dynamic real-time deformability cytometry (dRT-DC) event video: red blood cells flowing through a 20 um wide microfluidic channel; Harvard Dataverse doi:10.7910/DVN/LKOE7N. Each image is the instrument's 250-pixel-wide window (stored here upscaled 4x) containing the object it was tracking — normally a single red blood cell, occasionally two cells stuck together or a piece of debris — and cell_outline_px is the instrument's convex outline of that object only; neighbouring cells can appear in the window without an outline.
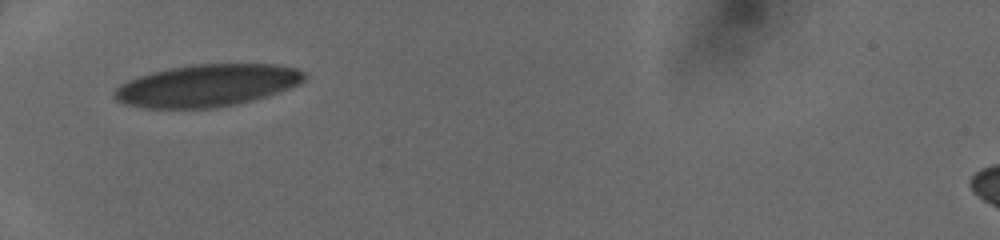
{"species": "human", "species_latin": "Homo sapiens", "temperature_condition": "cold", "stored_images_in_passage": 32, "camera_frame_rate_fps": 3000, "um_per_image_px": 0.085, "donor": {"sex": "female"}, "frame": {"image": 1, "passage_image": 1, "time_ms": 0.0, "image_size_px": [1000, 240], "cell_outline_px": [[304, 80], [300, 84], [252, 100], [236, 104], [212, 108], [144, 108], [124, 104], [116, 100], [112, 92], [120, 84], [128, 80], [152, 72], [192, 64], [276, 64], [296, 68], [304, 72]], "centroid_in_image_um": [17.56, 7.27], "position_along_channel_um": 67.4, "area_um2": 46.41}}
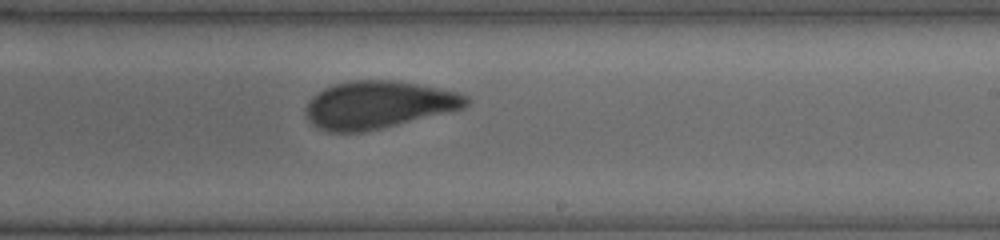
{"frame": {"image": 2, "passage_image": 15, "time_ms": 4.667, "image_size_px": [1000, 240], "cell_outline_px": [[468, 104], [464, 108], [364, 132], [328, 132], [312, 124], [308, 120], [304, 112], [304, 108], [308, 100], [316, 92], [332, 84], [352, 80], [392, 80], [416, 84], [460, 92], [468, 96]], "centroid_in_image_um": [32.1, 8.9], "position_along_channel_um": 256.9, "area_um2": 44.45}}
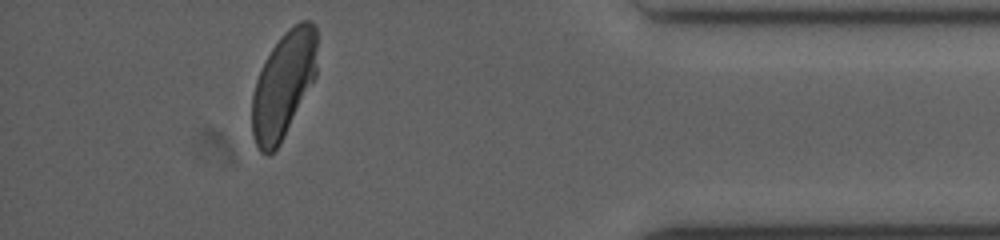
{"frame": {"image": 3, "passage_image": 28, "time_ms": 9.0, "image_size_px": [1000, 240], "cell_outline_px": [[316, 76], [280, 144], [272, 152], [260, 152], [252, 136], [252, 96], [256, 80], [264, 60], [280, 36], [288, 28], [300, 20], [312, 20], [316, 28]], "centroid_in_image_um": [24.09, 7.17], "position_along_channel_um": 411.1, "area_um2": 40.17}}